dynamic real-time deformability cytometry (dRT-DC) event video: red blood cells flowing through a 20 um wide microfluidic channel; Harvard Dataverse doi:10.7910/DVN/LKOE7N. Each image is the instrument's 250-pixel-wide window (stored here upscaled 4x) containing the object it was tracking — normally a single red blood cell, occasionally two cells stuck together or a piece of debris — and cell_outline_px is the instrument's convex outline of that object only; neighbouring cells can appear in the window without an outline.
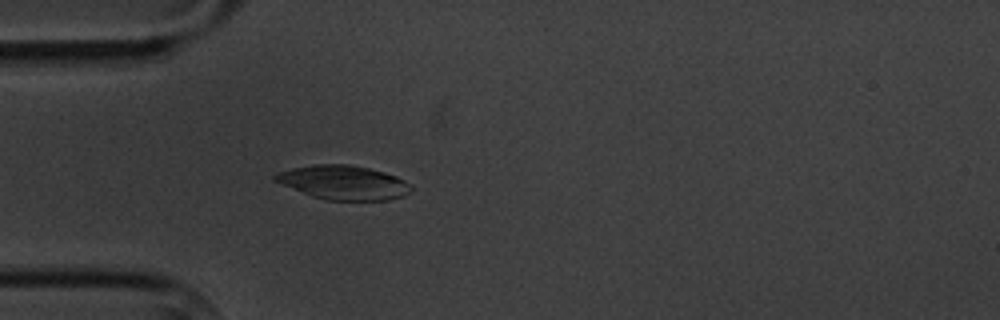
{"species": "common noctule bat (a hibernating species)", "species_latin": "Nyctalus noctula", "temperature_condition": "cold", "stored_images_in_passage": 3, "camera_frame_rate_fps": 3000, "um_per_image_px": 0.085, "animal": {"sex": "male", "body_mass_g": 20.1, "forearm_length_mm": 53.5}, "frame": {"image": 1, "passage_image": 3, "time_ms": 3.0, "image_size_px": [1000, 320], "cell_outline_px": [[412, 192], [404, 196], [388, 200], [328, 200], [312, 196], [272, 180], [272, 176], [276, 172], [292, 168], [312, 164], [348, 164], [368, 168], [384, 172], [396, 176], [404, 180], [412, 188]], "centroid_in_image_um": [29.18, 15.51], "position_along_channel_um": 55.8, "area_um2": 27.05}}